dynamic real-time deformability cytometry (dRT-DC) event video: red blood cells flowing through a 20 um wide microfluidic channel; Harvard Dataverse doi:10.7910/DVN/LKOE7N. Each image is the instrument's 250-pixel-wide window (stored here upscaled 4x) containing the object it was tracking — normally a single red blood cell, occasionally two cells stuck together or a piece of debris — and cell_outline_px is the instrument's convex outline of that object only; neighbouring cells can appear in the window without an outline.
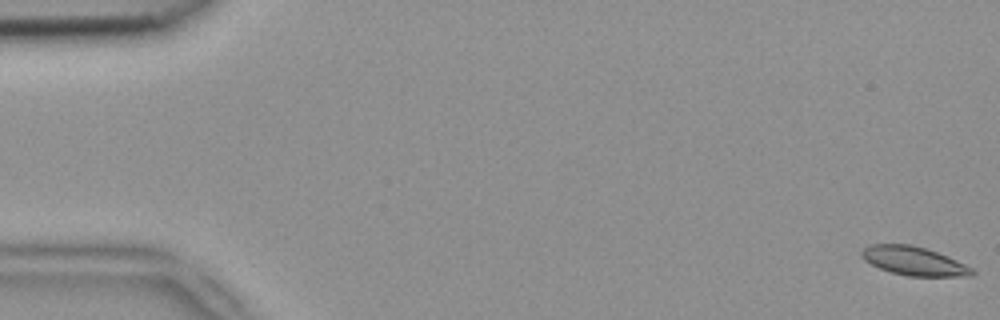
{"species": "common noctule bat (a hibernating species)", "species_latin": "Nyctalus noctula", "temperature_condition": "room temperature", "stored_images_in_passage": 53, "camera_frame_rate_fps": 3000, "um_per_image_px": 0.085, "animal": {"sex": "female", "body_mass_g": 18.4}, "frame": {"image": 1, "passage_image": 1, "time_ms": 0.0, "image_size_px": [1000, 320], "cell_outline_px": [[976, 272], [972, 276], [908, 276], [892, 272], [880, 268], [864, 260], [860, 256], [860, 252], [868, 244], [912, 244], [948, 256], [972, 268]], "centroid_in_image_um": [77.66, 22.18], "position_along_channel_um": 7.3, "area_um2": 18.44}}
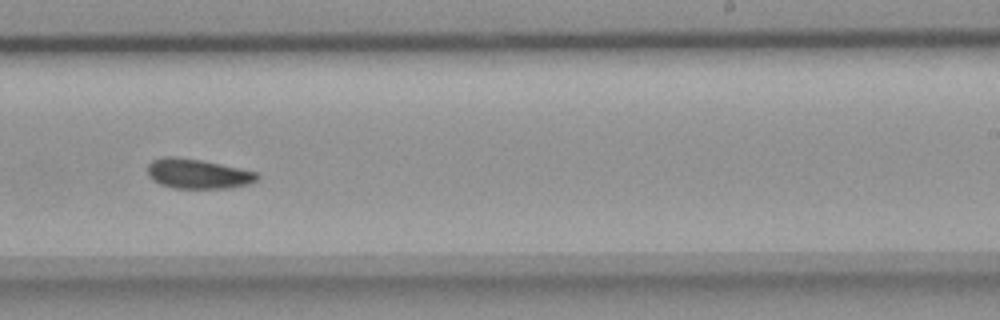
{"frame": {"image": 2, "passage_image": 33, "time_ms": 10.667, "image_size_px": [1000, 320], "cell_outline_px": [[260, 176], [256, 180], [248, 184], [228, 188], [172, 188], [160, 184], [152, 180], [148, 176], [148, 164], [152, 160], [164, 156], [176, 156], [200, 160], [220, 164], [256, 172]], "centroid_in_image_um": [16.76, 14.77], "position_along_channel_um": 272.2, "area_um2": 18.96}}
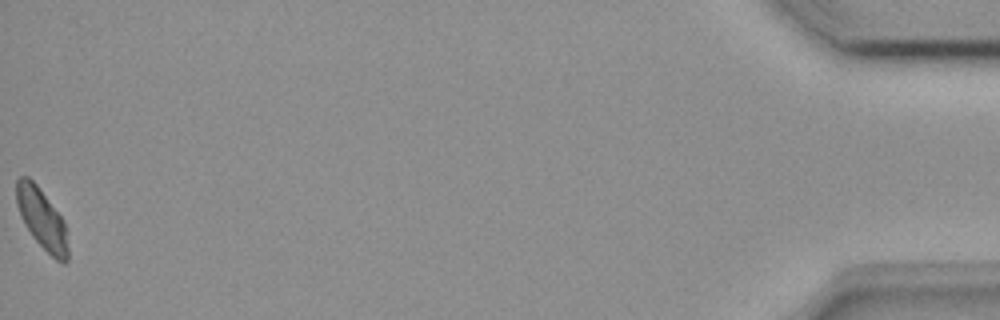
{"frame": {"image": 3, "passage_image": 53, "time_ms": 17.333, "image_size_px": [1000, 320], "cell_outline_px": [[68, 260], [64, 264], [60, 264], [32, 236], [24, 224], [20, 216], [16, 204], [16, 180], [20, 176], [28, 176], [36, 184], [64, 220], [68, 248]], "centroid_in_image_um": [3.55, 18.61], "position_along_channel_um": 431.7, "area_um2": 18.15}, "authors_computed_cell_mechanics": {"area_um2": 18.9006, "velocity_mm_per_s": 3.8667, "shape_relaxation_time_tau1_ms": null, "shape_relaxation_time_tau2_ms": 9.4609, "deformation_change_tau1": null, "deformation_change_tau2": 0.1194}}